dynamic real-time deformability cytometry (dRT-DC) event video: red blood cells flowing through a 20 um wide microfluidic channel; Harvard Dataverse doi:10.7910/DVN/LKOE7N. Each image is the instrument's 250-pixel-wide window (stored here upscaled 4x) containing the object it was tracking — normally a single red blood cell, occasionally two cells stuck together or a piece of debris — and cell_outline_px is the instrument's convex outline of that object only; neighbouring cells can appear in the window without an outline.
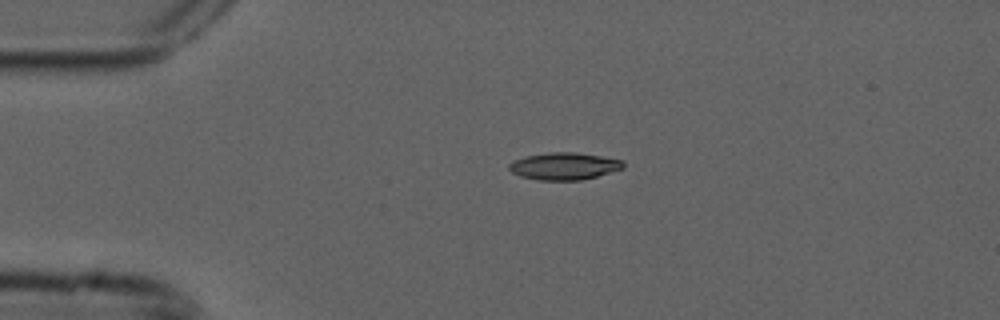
{"species": "common noctule bat (a hibernating species)", "species_latin": "Nyctalus noctula", "temperature_condition": "cold", "stored_images_in_passage": 2, "camera_frame_rate_fps": 3000, "um_per_image_px": 0.085, "animal": {"sex": "male", "forearm_length_mm": 52.5}, "frame": {"image": 1, "passage_image": 1, "time_ms": 0.0, "image_size_px": [1000, 320], "cell_outline_px": [[624, 168], [596, 176], [580, 180], [540, 180], [520, 176], [512, 172], [508, 168], [508, 164], [516, 160], [528, 156], [548, 152], [576, 152], [624, 160]], "centroid_in_image_um": [47.97, 14.12], "position_along_channel_um": 37.0, "area_um2": 17.92}}